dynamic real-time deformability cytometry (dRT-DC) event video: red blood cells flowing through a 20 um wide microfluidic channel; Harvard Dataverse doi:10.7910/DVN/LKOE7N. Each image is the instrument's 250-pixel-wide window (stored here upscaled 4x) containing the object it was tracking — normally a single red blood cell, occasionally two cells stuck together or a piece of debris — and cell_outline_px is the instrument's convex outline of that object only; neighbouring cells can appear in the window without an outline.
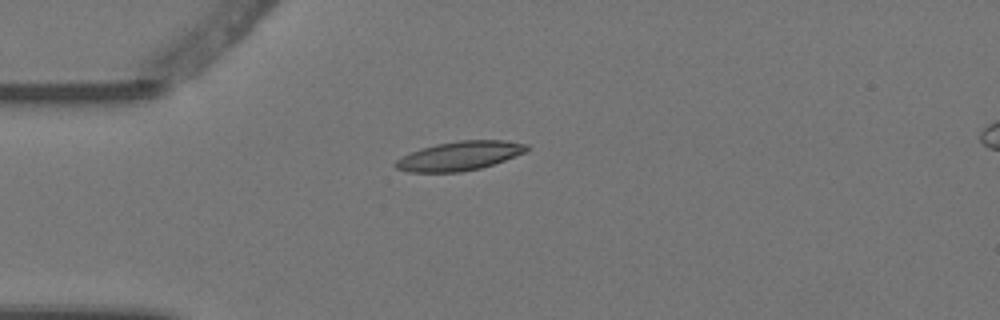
{"species": "Egyptian fruit bat (a non-hibernating species)", "species_latin": "Rousettus aegyptiacus", "temperature_condition": "warm", "stored_images_in_passage": 7, "camera_frame_rate_fps": 3000, "um_per_image_px": 0.085, "animal": {"sex": "female"}, "frame": {"image": 1, "passage_image": 5, "time_ms": 1.333, "image_size_px": [1000, 320], "cell_outline_px": [[528, 148], [524, 152], [504, 160], [480, 168], [460, 172], [408, 172], [396, 168], [392, 164], [396, 160], [420, 148], [436, 144], [460, 140], [504, 140], [528, 144]], "centroid_in_image_um": [39.03, 13.25], "position_along_channel_um": 46.0, "area_um2": 22.02}}
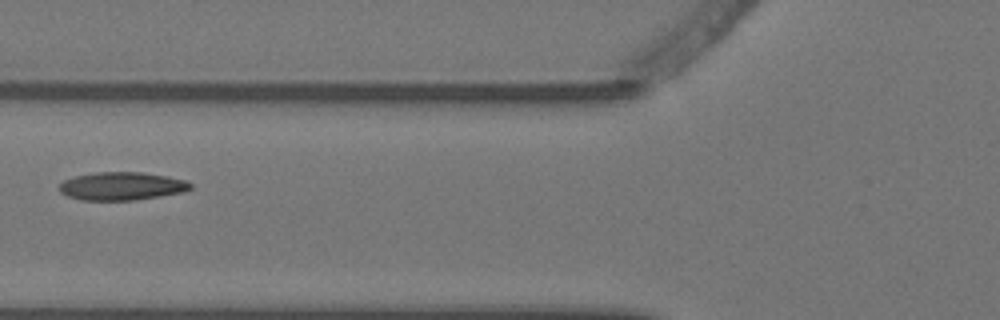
{"frame": {"image": 2, "passage_image": 7, "time_ms": 2.0, "image_size_px": [1000, 320], "cell_outline_px": [[192, 188], [184, 192], [136, 200], [80, 200], [68, 196], [60, 192], [60, 184], [64, 180], [76, 176], [96, 172], [140, 172], [168, 176], [184, 180], [192, 184]], "centroid_in_image_um": [10.36, 15.82], "position_along_channel_um": 115.4, "area_um2": 21.44}}